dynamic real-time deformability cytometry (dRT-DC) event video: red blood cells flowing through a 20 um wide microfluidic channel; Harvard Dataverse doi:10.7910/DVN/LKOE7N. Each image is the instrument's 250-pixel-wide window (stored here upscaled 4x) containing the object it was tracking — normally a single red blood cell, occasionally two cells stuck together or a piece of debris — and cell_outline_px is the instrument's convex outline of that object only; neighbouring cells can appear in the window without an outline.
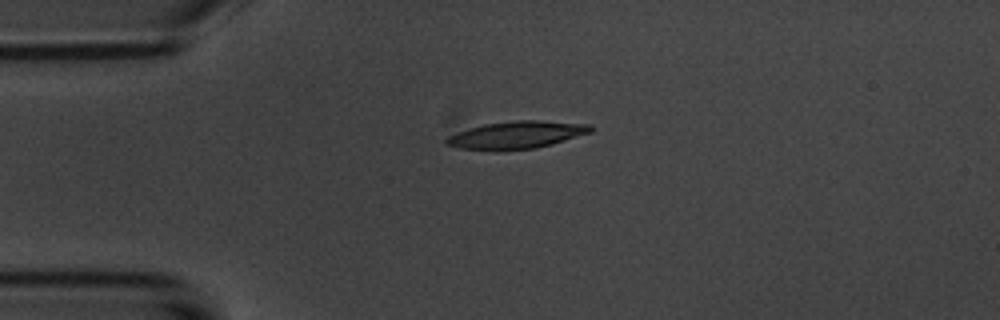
{"species": "common noctule bat (a hibernating species)", "species_latin": "Nyctalus noctula", "temperature_condition": "room temperature", "stored_images_in_passage": 5, "camera_frame_rate_fps": 3000, "um_per_image_px": 0.085, "animal": {"sex": "male", "body_mass_g": 20.1, "forearm_length_mm": 53.5}, "frame": {"image": 1, "passage_image": 5, "time_ms": 5.333, "image_size_px": [1000, 320], "cell_outline_px": [[592, 132], [552, 144], [536, 148], [500, 152], [492, 152], [460, 148], [444, 144], [444, 140], [448, 136], [484, 124], [516, 120], [540, 120], [592, 124]], "centroid_in_image_um": [43.91, 11.49], "position_along_channel_um": 41.1, "area_um2": 23.47}}